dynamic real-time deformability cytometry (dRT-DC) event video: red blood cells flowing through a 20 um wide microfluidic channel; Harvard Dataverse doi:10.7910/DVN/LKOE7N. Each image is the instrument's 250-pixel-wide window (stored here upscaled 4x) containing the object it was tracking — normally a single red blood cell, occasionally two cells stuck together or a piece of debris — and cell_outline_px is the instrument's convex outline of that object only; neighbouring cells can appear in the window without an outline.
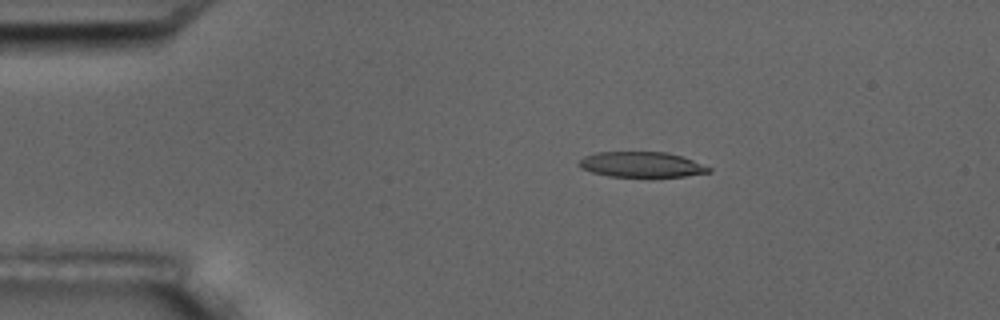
{"species": "common noctule bat (a hibernating species)", "species_latin": "Nyctalus noctula", "temperature_condition": "room temperature", "stored_images_in_passage": 7, "camera_frame_rate_fps": 3000, "um_per_image_px": 0.085, "animal": {"sex": "male", "body_mass_g": 17.5, "forearm_length_mm": 52.3}, "frame": {"image": 1, "passage_image": 4, "time_ms": 3.333, "image_size_px": [1000, 320], "cell_outline_px": [[712, 172], [684, 176], [608, 176], [592, 172], [580, 168], [576, 164], [584, 156], [596, 152], [668, 152], [692, 160], [712, 168]], "centroid_in_image_um": [54.5, 13.98], "position_along_channel_um": 30.5, "area_um2": 19.07}}
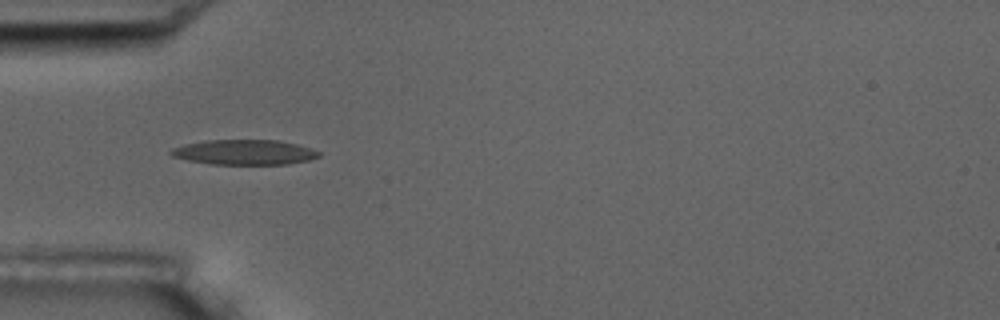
{"frame": {"image": 2, "passage_image": 6, "time_ms": 5.667, "image_size_px": [1000, 320], "cell_outline_px": [[320, 156], [308, 160], [288, 164], [212, 164], [188, 160], [172, 156], [168, 152], [172, 148], [184, 144], [204, 140], [280, 140], [296, 144], [320, 152]], "centroid_in_image_um": [20.74, 12.93], "position_along_channel_um": 64.3, "area_um2": 21.5}}